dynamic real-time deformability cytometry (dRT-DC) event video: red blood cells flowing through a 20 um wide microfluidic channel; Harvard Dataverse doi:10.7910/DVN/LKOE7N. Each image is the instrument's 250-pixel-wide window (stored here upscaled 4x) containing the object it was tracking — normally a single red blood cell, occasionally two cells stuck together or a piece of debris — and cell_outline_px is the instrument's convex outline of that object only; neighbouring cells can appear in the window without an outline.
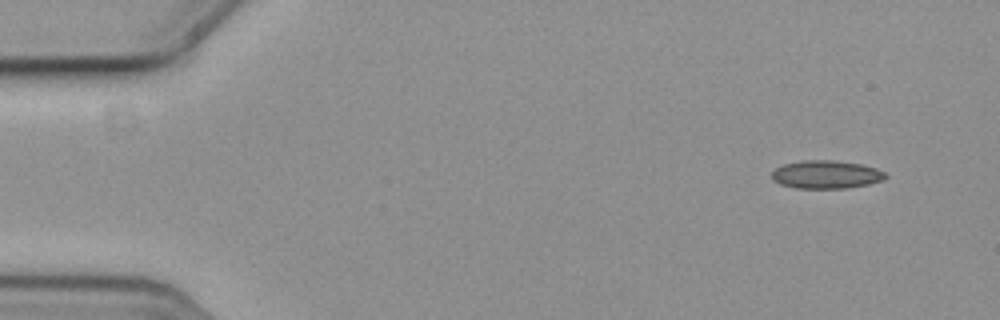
{"species": "common noctule bat (a hibernating species)", "species_latin": "Nyctalus noctula", "temperature_condition": "cold", "stored_images_in_passage": 3, "camera_frame_rate_fps": 3000, "um_per_image_px": 0.085, "animal": {"sex": "female", "body_mass_g": 19.3, "forearm_length_mm": 54.1}, "frame": {"image": 1, "passage_image": 1, "time_ms": 0.0, "image_size_px": [1000, 320], "cell_outline_px": [[888, 176], [880, 180], [868, 184], [844, 188], [796, 188], [780, 184], [772, 180], [772, 172], [776, 168], [784, 164], [800, 160], [836, 160], [860, 164], [876, 168], [884, 172]], "centroid_in_image_um": [70.19, 14.82], "position_along_channel_um": 14.8, "area_um2": 18.55}}